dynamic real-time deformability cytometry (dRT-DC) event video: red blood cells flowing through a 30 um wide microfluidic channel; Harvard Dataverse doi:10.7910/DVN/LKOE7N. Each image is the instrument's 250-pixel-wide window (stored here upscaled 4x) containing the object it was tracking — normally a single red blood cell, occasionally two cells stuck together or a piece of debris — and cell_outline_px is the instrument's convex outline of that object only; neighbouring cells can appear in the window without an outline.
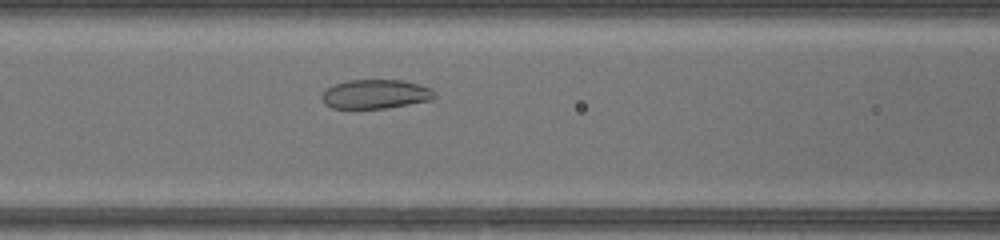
{"species": "common noctule bat (a hibernating species)", "species_latin": "Nyctalus noctula", "temperature_condition": "warm", "stored_images_in_passage": 39, "camera_frame_rate_fps": 3000, "um_per_image_px": 0.085, "animal": {"sex": "female", "body_mass_g": 17.0, "forearm_length_mm": 48.0}, "frame": {"image": 1, "passage_image": 12, "time_ms": 3.667, "image_size_px": [1000, 240], "cell_outline_px": [[436, 96], [432, 100], [384, 108], [332, 108], [324, 104], [320, 96], [328, 88], [336, 84], [348, 80], [400, 80], [432, 88]], "centroid_in_image_um": [31.91, 8.0], "position_along_channel_um": 134.7, "area_um2": 18.96}}
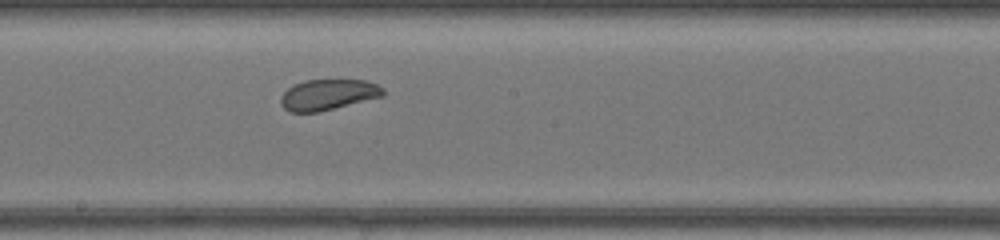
{"frame": {"image": 2, "passage_image": 18, "time_ms": 5.667, "image_size_px": [1000, 240], "cell_outline_px": [[384, 96], [316, 112], [288, 112], [280, 104], [280, 96], [292, 84], [304, 80], [368, 80], [384, 88]], "centroid_in_image_um": [27.86, 8.03], "position_along_channel_um": 220.3, "area_um2": 18.38}}
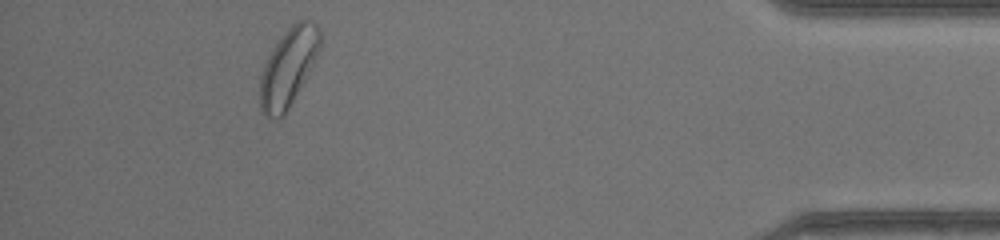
{"frame": {"image": 3, "passage_image": 35, "time_ms": 11.333, "image_size_px": [1000, 240], "cell_outline_px": [[320, 48], [316, 56], [284, 116], [276, 120], [264, 116], [260, 108], [260, 76], [264, 64], [272, 48], [288, 28], [296, 20], [308, 20], [316, 24], [320, 28]], "centroid_in_image_um": [24.47, 5.73], "position_along_channel_um": 410.7, "area_um2": 26.88}, "authors_computed_cell_mechanics": {"area_um2": 21.964, "velocity_mm_per_s": 4.2953, "shape_relaxation_time_tau1_ms": 4.4523, "shape_relaxation_time_tau2_ms": 2.5563, "deformation_change_tau1": 0.0999, "deformation_change_tau2": 0.0968}}